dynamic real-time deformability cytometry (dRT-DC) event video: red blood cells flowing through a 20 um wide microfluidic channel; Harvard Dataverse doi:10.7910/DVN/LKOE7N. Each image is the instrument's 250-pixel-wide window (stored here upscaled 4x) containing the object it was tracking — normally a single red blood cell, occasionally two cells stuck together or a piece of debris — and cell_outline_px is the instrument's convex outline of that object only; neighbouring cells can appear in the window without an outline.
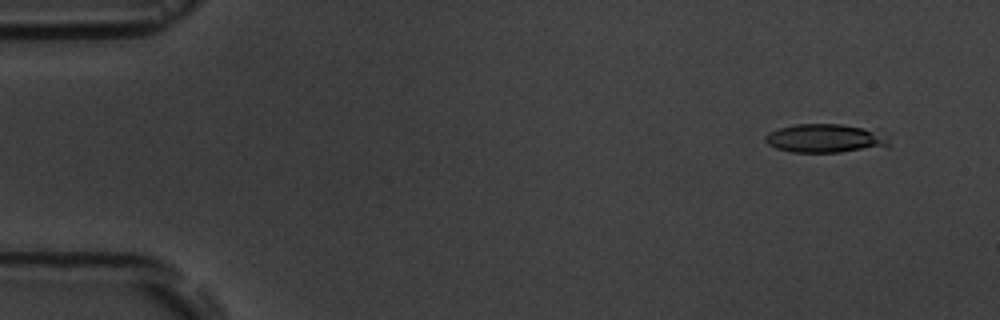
{"species": "common noctule bat (a hibernating species)", "species_latin": "Nyctalus noctula", "temperature_condition": "room temperature", "stored_images_in_passage": 3, "camera_frame_rate_fps": 3000, "um_per_image_px": 0.085, "animal": {"sex": "male", "body_mass_g": 19.5, "forearm_length_mm": 54.6}, "frame": {"image": 1, "passage_image": 1, "time_ms": 0.0, "image_size_px": [1000, 320], "cell_outline_px": [[888, 148], [840, 152], [792, 152], [776, 148], [768, 144], [764, 140], [764, 136], [768, 132], [780, 128], [796, 124], [840, 124], [880, 128], [888, 140]], "centroid_in_image_um": [70.26, 11.75], "position_along_channel_um": 14.7, "area_um2": 21.33}}